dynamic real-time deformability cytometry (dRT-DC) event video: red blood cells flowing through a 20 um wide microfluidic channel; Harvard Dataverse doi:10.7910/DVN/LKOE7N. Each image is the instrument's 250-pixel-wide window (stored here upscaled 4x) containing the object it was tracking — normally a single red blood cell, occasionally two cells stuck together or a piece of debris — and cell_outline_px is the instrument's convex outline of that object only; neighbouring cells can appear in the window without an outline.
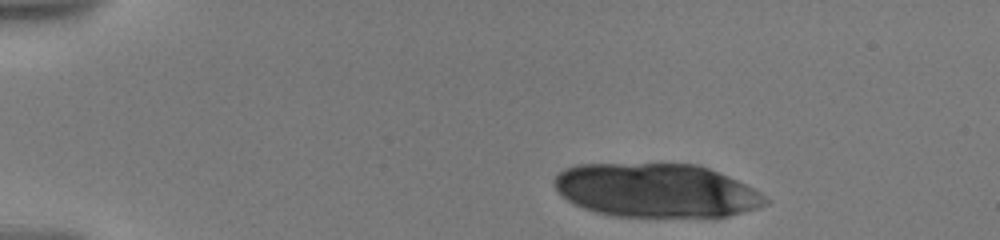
{"species": "human", "species_latin": "Homo sapiens", "temperature_condition": "warm", "stored_images_in_passage": 24, "camera_frame_rate_fps": 3000, "um_per_image_px": 0.085, "donor": {"sex": "male"}, "frame": {"image": 1, "passage_image": 1, "time_ms": 0.0, "image_size_px": [1000, 240], "cell_outline_px": [[768, 200], [764, 204], [756, 208], [728, 216], [612, 216], [596, 212], [584, 208], [568, 200], [556, 188], [552, 180], [564, 168], [576, 164], [660, 160], [696, 164], [708, 168], [728, 176], [760, 192]], "centroid_in_image_um": [55.71, 16.12], "position_along_channel_um": 29.3, "area_um2": 67.28}}